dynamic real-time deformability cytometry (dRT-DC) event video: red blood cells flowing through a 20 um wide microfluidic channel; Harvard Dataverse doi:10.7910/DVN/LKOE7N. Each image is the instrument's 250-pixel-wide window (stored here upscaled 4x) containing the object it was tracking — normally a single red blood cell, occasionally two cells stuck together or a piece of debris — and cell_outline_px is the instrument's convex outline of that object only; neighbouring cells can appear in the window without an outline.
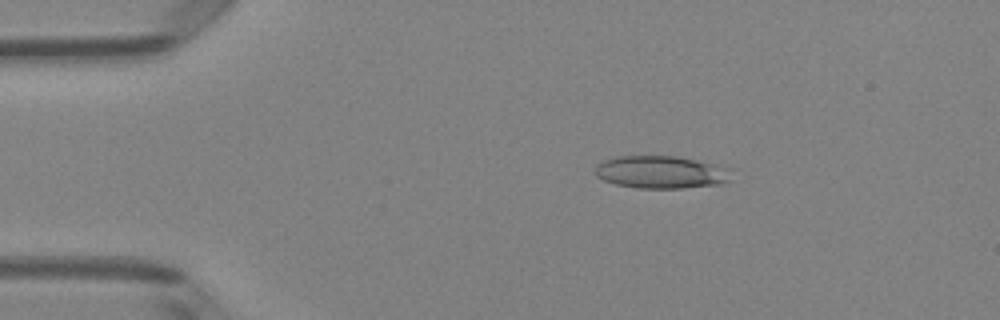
{"species": "Egyptian fruit bat (a non-hibernating species)", "species_latin": "Rousettus aegyptiacus", "temperature_condition": "room temperature", "stored_images_in_passage": 49, "camera_frame_rate_fps": 3000, "um_per_image_px": 0.085, "animal": {"sex": "female"}, "frame": {"image": 1, "passage_image": 8, "time_ms": 2.333, "image_size_px": [1000, 320], "cell_outline_px": [[732, 180], [720, 184], [680, 188], [640, 188], [616, 184], [604, 180], [596, 176], [596, 164], [604, 160], [616, 156], [676, 156], [696, 160], [732, 168]], "centroid_in_image_um": [56.23, 14.63], "position_along_channel_um": 28.8, "area_um2": 26.01}}
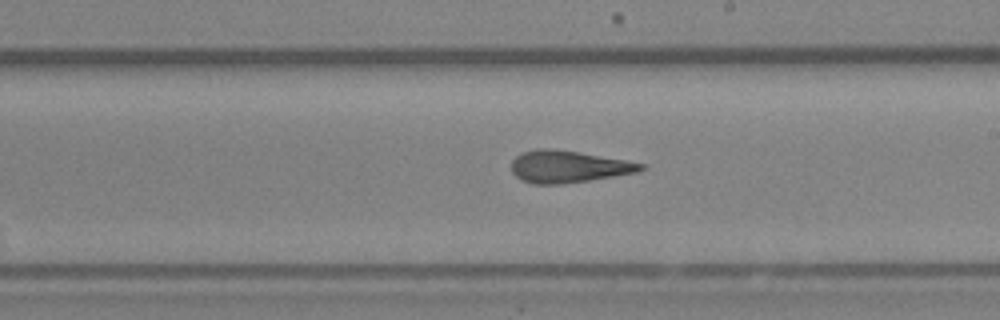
{"frame": {"image": 2, "passage_image": 28, "time_ms": 9.0, "image_size_px": [1000, 320], "cell_outline_px": [[644, 168], [636, 172], [588, 180], [560, 184], [532, 184], [520, 180], [512, 172], [512, 160], [520, 152], [536, 148], [552, 148], [580, 152], [624, 160], [644, 164]], "centroid_in_image_um": [48.22, 14.15], "position_along_channel_um": 240.8, "area_um2": 24.04}}
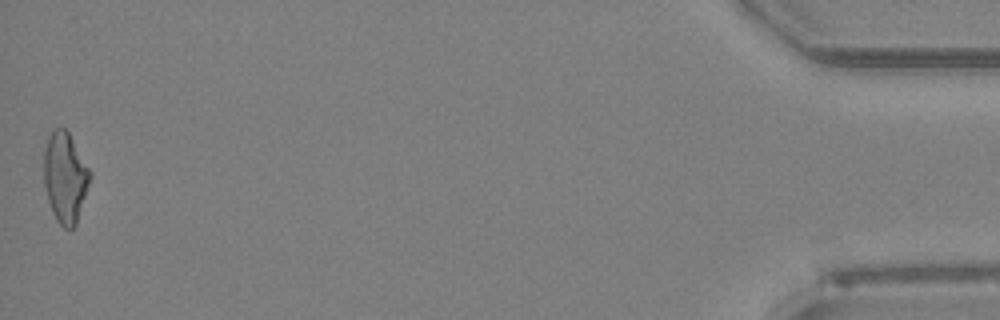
{"frame": {"image": 3, "passage_image": 49, "time_ms": 16.0, "image_size_px": [1000, 320], "cell_outline_px": [[92, 176], [76, 224], [72, 228], [64, 228], [56, 220], [52, 212], [44, 188], [44, 152], [48, 140], [52, 132], [56, 128], [64, 128], [68, 132], [92, 172]], "centroid_in_image_um": [5.55, 15.1], "position_along_channel_um": 429.7, "area_um2": 24.16}, "authors_computed_cell_mechanics": {"area_um2": 24.6228, "velocity_mm_per_s": 4.0496, "shape_relaxation_time_tau1_ms": 10.2167, "shape_relaxation_time_tau2_ms": 2.3356, "deformation_change_tau1": 0.2544, "deformation_change_tau2": 0.1443}}